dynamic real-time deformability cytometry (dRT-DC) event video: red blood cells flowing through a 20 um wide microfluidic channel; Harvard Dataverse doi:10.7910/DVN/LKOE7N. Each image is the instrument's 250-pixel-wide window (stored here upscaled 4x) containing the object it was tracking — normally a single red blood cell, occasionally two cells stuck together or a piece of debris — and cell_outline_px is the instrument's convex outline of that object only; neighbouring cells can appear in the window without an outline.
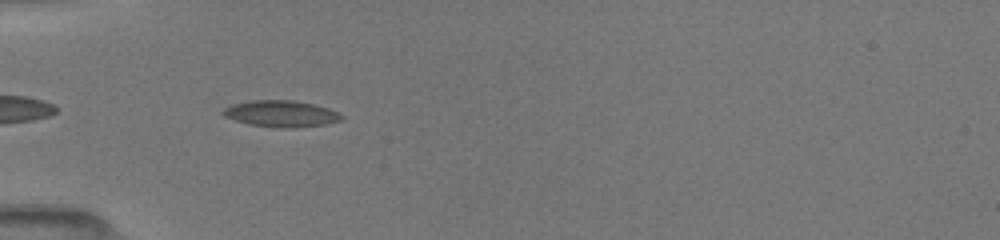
{"species": "common noctule bat (a hibernating species)", "species_latin": "Nyctalus noctula", "temperature_condition": "room temperature", "stored_images_in_passage": 12, "camera_frame_rate_fps": 3000, "um_per_image_px": 0.085, "animal": {"sex": "female", "body_mass_g": 19.5, "forearm_length_mm": 54.1}, "frame": {"image": 1, "passage_image": 3, "time_ms": 0.667, "image_size_px": [1000, 240], "cell_outline_px": [[344, 116], [340, 120], [324, 124], [288, 128], [284, 128], [248, 124], [224, 116], [220, 112], [224, 108], [232, 104], [252, 100], [292, 100], [312, 104], [328, 108], [340, 112]], "centroid_in_image_um": [23.87, 9.65], "position_along_channel_um": 61.1, "area_um2": 18.09}}
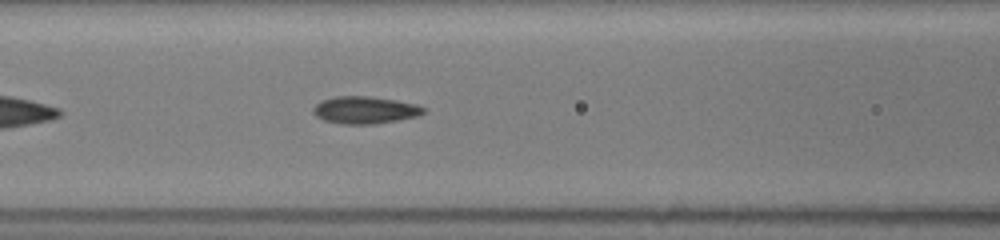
{"frame": {"image": 2, "passage_image": 6, "time_ms": 2.667, "image_size_px": [1000, 240], "cell_outline_px": [[424, 112], [416, 116], [396, 120], [372, 124], [344, 124], [324, 120], [316, 116], [312, 112], [312, 108], [320, 100], [332, 96], [368, 96], [396, 100], [416, 104], [424, 108]], "centroid_in_image_um": [30.95, 9.34], "position_along_channel_um": 135.6, "area_um2": 17.46}}
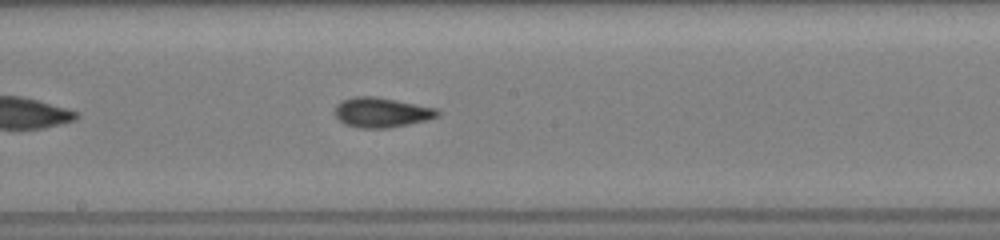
{"frame": {"image": 3, "passage_image": 12, "time_ms": 4.667, "image_size_px": [1000, 240], "cell_outline_px": [[440, 116], [428, 120], [388, 128], [360, 128], [344, 124], [336, 116], [336, 104], [340, 100], [356, 96], [376, 96], [440, 108]], "centroid_in_image_um": [32.48, 9.54], "position_along_channel_um": 215.7, "area_um2": 18.15}}